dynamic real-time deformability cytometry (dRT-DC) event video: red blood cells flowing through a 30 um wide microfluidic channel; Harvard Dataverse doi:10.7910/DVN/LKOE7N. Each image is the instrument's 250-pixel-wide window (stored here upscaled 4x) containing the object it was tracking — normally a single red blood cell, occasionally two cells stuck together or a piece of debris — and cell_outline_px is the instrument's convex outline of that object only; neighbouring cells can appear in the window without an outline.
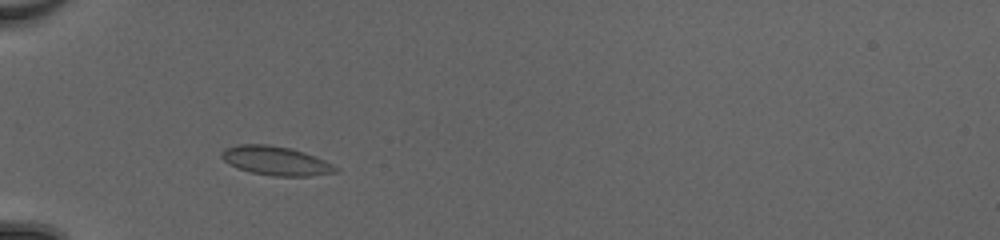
{"species": "common noctule bat (a hibernating species)", "species_latin": "Nyctalus noctula", "temperature_condition": "cold", "stored_images_in_passage": 40, "camera_frame_rate_fps": 3000, "um_per_image_px": 0.085, "animal": {"sex": "female", "body_mass_g": 20.0, "forearm_length_mm": 54.0}, "frame": {"image": 1, "passage_image": 7, "time_ms": 2.0, "image_size_px": [1000, 240], "cell_outline_px": [[340, 168], [336, 172], [308, 176], [272, 176], [252, 172], [236, 168], [228, 164], [220, 156], [220, 152], [224, 148], [236, 144], [268, 144], [292, 148], [304, 152], [324, 160]], "centroid_in_image_um": [23.4, 13.65], "position_along_channel_um": 61.6, "area_um2": 19.42}}
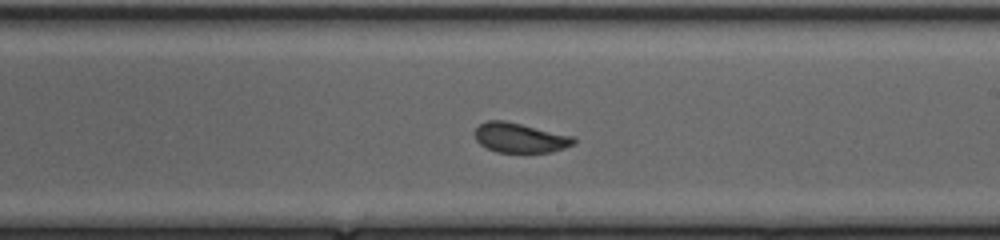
{"frame": {"image": 2, "passage_image": 21, "time_ms": 6.667, "image_size_px": [1000, 240], "cell_outline_px": [[576, 144], [552, 152], [496, 152], [480, 144], [476, 140], [476, 128], [480, 124], [488, 120], [504, 120], [572, 136], [576, 140]], "centroid_in_image_um": [44.21, 11.72], "position_along_channel_um": 244.8, "area_um2": 16.94}}
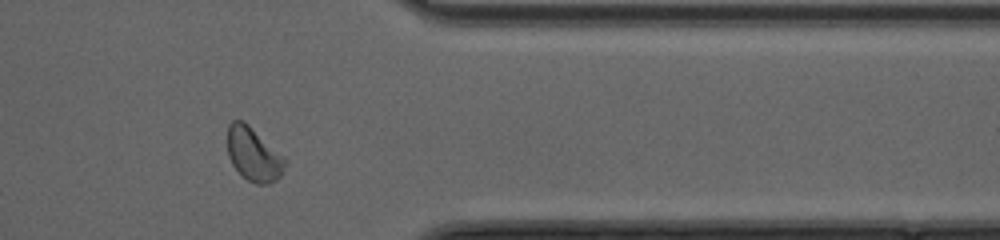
{"frame": {"image": 3, "passage_image": 32, "time_ms": 10.333, "image_size_px": [1000, 240], "cell_outline_px": [[288, 160], [284, 172], [276, 180], [268, 184], [256, 184], [248, 180], [232, 164], [228, 156], [228, 124], [232, 120], [244, 120], [284, 156]], "centroid_in_image_um": [21.58, 13.11], "position_along_channel_um": 389.8, "area_um2": 18.09}, "authors_computed_cell_mechanics": {"area_um2": 18.0914, "velocity_mm_per_s": 4.1457, "shape_relaxation_time_tau1_ms": 3.512, "shape_relaxation_time_tau2_ms": null, "deformation_change_tau1": 0.0716, "deformation_change_tau2": null}}